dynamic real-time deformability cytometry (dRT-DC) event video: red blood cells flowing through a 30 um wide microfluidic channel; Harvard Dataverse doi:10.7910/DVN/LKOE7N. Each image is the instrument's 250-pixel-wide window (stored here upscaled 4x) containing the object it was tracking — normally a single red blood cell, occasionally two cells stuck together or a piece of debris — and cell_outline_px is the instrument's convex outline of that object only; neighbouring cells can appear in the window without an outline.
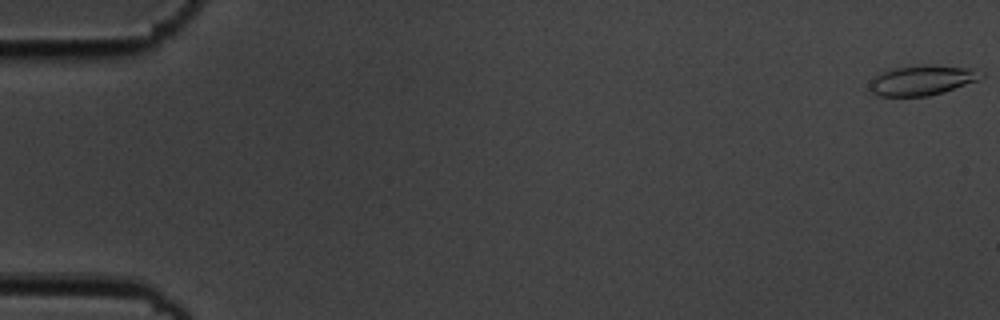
{"species": "common noctule bat (a hibernating species)", "species_latin": "Nyctalus noctula", "temperature_condition": "cold", "stored_images_in_passage": 57, "camera_frame_rate_fps": 3000, "um_per_image_px": 0.085, "animal": {"sex": "male", "body_mass_g": 19.5, "forearm_length_mm": 54.6}, "frame": {"image": 1, "passage_image": 1, "time_ms": 0.0, "image_size_px": [1000, 320], "cell_outline_px": [[984, 76], [976, 80], [944, 92], [928, 96], [880, 96], [872, 92], [868, 84], [868, 80], [872, 76], [896, 68], [924, 64], [932, 64], [976, 68], [984, 72]], "centroid_in_image_um": [78.38, 6.8], "position_along_channel_um": 6.6, "area_um2": 19.71}}
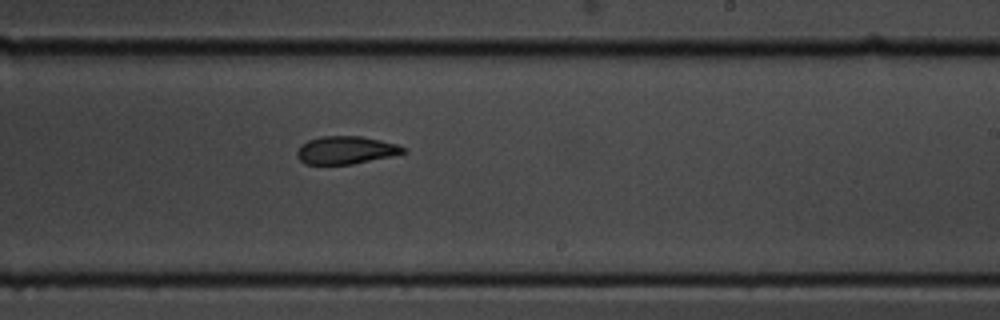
{"frame": {"image": 2, "passage_image": 35, "time_ms": 11.333, "image_size_px": [1000, 320], "cell_outline_px": [[408, 152], [352, 164], [304, 164], [296, 156], [296, 152], [308, 140], [320, 136], [360, 136], [380, 140], [396, 144], [408, 148]], "centroid_in_image_um": [29.41, 12.76], "position_along_channel_um": 259.6, "area_um2": 17.11}}
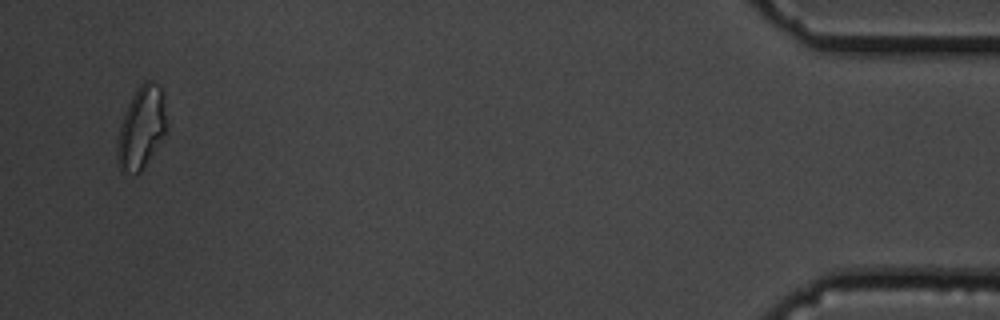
{"frame": {"image": 3, "passage_image": 55, "time_ms": 18.0, "image_size_px": [1000, 320], "cell_outline_px": [[168, 128], [164, 136], [140, 172], [120, 172], [116, 156], [116, 140], [120, 124], [124, 112], [136, 88], [144, 80], [148, 80], [156, 84], [160, 88], [168, 124]], "centroid_in_image_um": [11.99, 10.86], "position_along_channel_um": 423.2, "area_um2": 23.7}, "authors_computed_cell_mechanics": {"area_um2": 18.496, "velocity_mm_per_s": 3.6008, "shape_relaxation_time_tau1_ms": 4.726, "shape_relaxation_time_tau2_ms": 4.561, "deformation_change_tau1": 0.1417, "deformation_change_tau2": 0.0984}}